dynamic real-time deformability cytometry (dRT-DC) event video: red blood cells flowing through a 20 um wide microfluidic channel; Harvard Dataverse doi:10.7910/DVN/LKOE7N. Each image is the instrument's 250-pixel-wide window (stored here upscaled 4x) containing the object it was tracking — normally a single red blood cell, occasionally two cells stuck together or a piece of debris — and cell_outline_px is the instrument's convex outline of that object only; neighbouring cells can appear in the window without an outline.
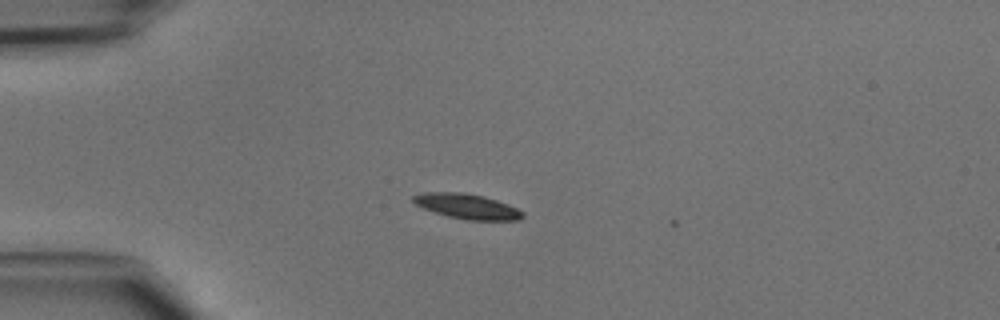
{"species": "common noctule bat (a hibernating species)", "species_latin": "Nyctalus noctula", "temperature_condition": "cold", "stored_images_in_passage": 5, "camera_frame_rate_fps": 3000, "um_per_image_px": 0.085, "animal": {"sex": "male", "body_mass_g": 15.6}, "frame": {"image": 1, "passage_image": 2, "time_ms": 0.333, "image_size_px": [1000, 320], "cell_outline_px": [[524, 216], [520, 220], [468, 220], [448, 216], [424, 208], [416, 204], [412, 200], [412, 196], [424, 192], [464, 192], [484, 196], [508, 204], [524, 212]], "centroid_in_image_um": [39.72, 17.53], "position_along_channel_um": 45.3, "area_um2": 15.9}}